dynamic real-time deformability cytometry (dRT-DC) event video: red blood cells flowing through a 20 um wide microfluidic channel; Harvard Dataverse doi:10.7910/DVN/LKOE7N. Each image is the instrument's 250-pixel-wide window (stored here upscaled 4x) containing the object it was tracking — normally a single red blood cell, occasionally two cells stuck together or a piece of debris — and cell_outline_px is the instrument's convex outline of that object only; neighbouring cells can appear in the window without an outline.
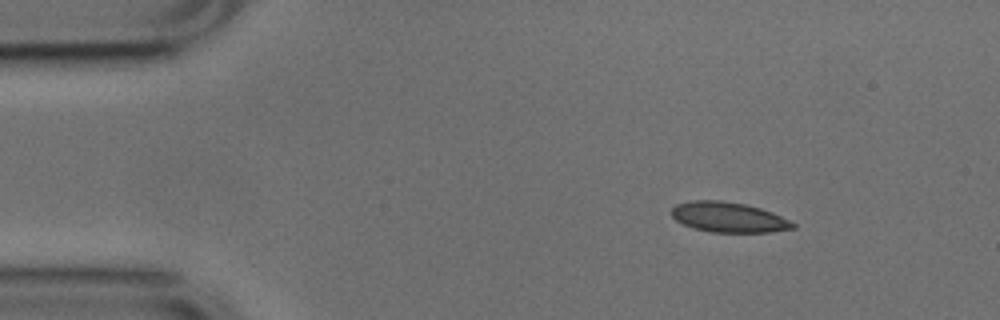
{"species": "common noctule bat (a hibernating species)", "species_latin": "Nyctalus noctula", "temperature_condition": "cold", "stored_images_in_passage": 46, "camera_frame_rate_fps": 3000, "um_per_image_px": 0.085, "animal": {"sex": "male", "body_mass_g": 17.9, "forearm_length_mm": 54.2}, "frame": {"image": 1, "passage_image": 1, "time_ms": 0.0, "image_size_px": [1000, 320], "cell_outline_px": [[796, 228], [768, 232], [712, 232], [692, 228], [676, 220], [672, 216], [672, 208], [676, 204], [692, 200], [720, 200], [744, 204], [760, 208], [772, 212], [796, 224]], "centroid_in_image_um": [61.91, 18.46], "position_along_channel_um": 23.1, "area_um2": 21.21}}
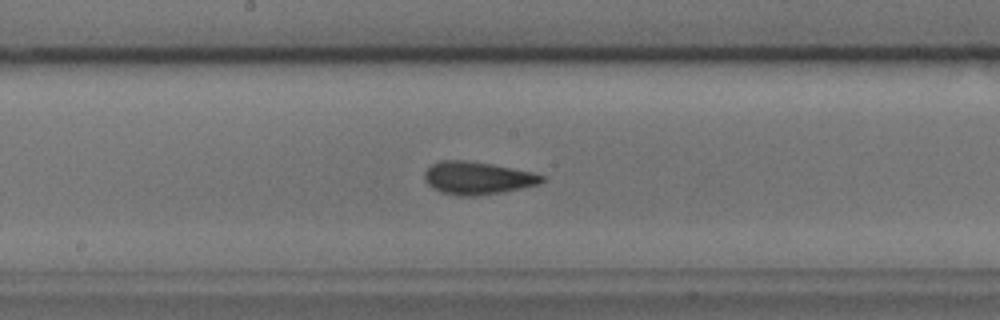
{"frame": {"image": 2, "passage_image": 21, "time_ms": 6.667, "image_size_px": [1000, 320], "cell_outline_px": [[544, 180], [540, 184], [504, 192], [476, 196], [460, 196], [440, 192], [432, 188], [424, 180], [424, 172], [432, 164], [440, 160], [460, 160], [492, 164], [532, 172], [544, 176]], "centroid_in_image_um": [40.57, 15.14], "position_along_channel_um": 207.6, "area_um2": 22.43}}
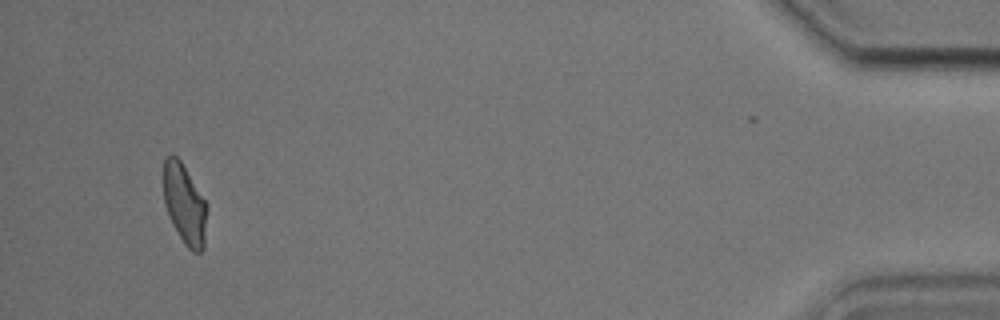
{"frame": {"image": 3, "passage_image": 44, "time_ms": 14.333, "image_size_px": [1000, 320], "cell_outline_px": [[208, 212], [204, 248], [200, 252], [192, 252], [184, 244], [172, 224], [164, 204], [160, 180], [164, 160], [168, 156], [176, 156], [180, 160], [208, 204]], "centroid_in_image_um": [15.67, 17.35], "position_along_channel_um": 419.5, "area_um2": 21.1}, "authors_computed_cell_mechanics": {"area_um2": 21.5305, "velocity_mm_per_s": 3.7697, "shape_relaxation_time_tau1_ms": 2.8637, "shape_relaxation_time_tau2_ms": 1.4909, "deformation_change_tau1": 0.1146, "deformation_change_tau2": 0.0722}}